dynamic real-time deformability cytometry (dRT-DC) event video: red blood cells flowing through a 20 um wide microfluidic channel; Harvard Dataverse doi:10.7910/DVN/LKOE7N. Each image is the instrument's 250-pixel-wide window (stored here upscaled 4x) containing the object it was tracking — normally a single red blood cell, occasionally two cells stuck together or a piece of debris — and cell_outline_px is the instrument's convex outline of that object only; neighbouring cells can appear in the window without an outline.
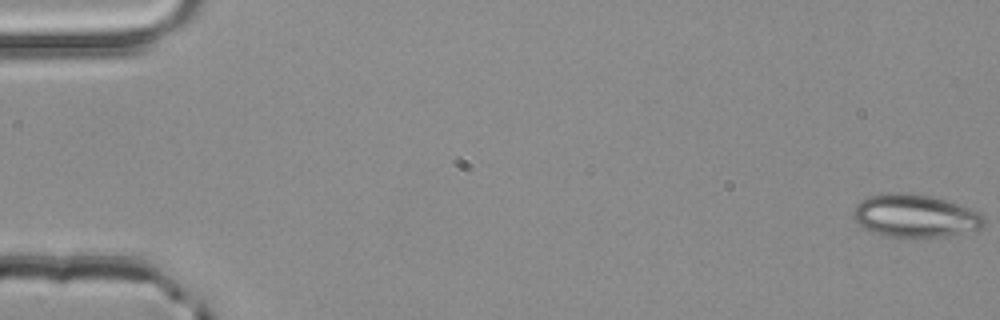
{"species": "common noctule bat (a hibernating species)", "species_latin": "Nyctalus noctula", "temperature_condition": "room temperature", "stored_images_in_passage": 53, "camera_frame_rate_fps": 3000, "um_per_image_px": 0.085, "animal": {"sex": "male", "body_mass_g": 20.4}, "frame": {"image": 1, "passage_image": 1, "time_ms": 0.0, "image_size_px": [1000, 320], "cell_outline_px": [[984, 224], [980, 228], [940, 236], [884, 236], [872, 232], [864, 228], [852, 216], [852, 212], [856, 204], [868, 196], [888, 192], [896, 192], [932, 196], [980, 212], [984, 216]], "centroid_in_image_um": [77.72, 18.32], "position_along_channel_um": 7.3, "area_um2": 32.02}}
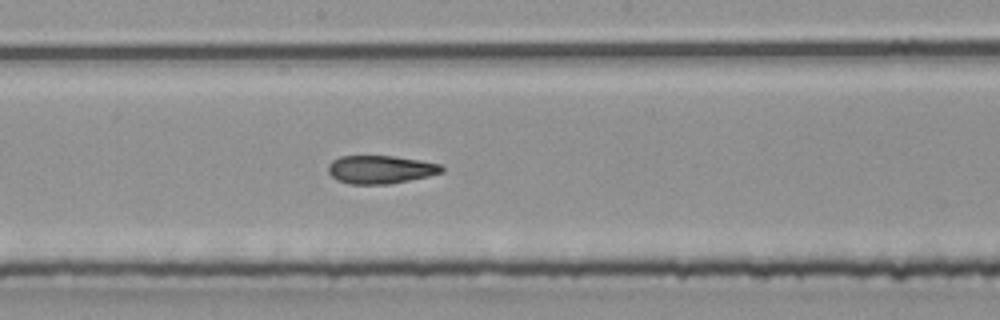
{"frame": {"image": 2, "passage_image": 29, "time_ms": 9.333, "image_size_px": [1000, 320], "cell_outline_px": [[444, 172], [428, 176], [388, 184], [348, 184], [336, 180], [328, 172], [328, 164], [332, 160], [340, 156], [392, 156], [420, 160], [440, 164], [444, 168]], "centroid_in_image_um": [32.32, 14.41], "position_along_channel_um": 215.9, "area_um2": 18.67}}
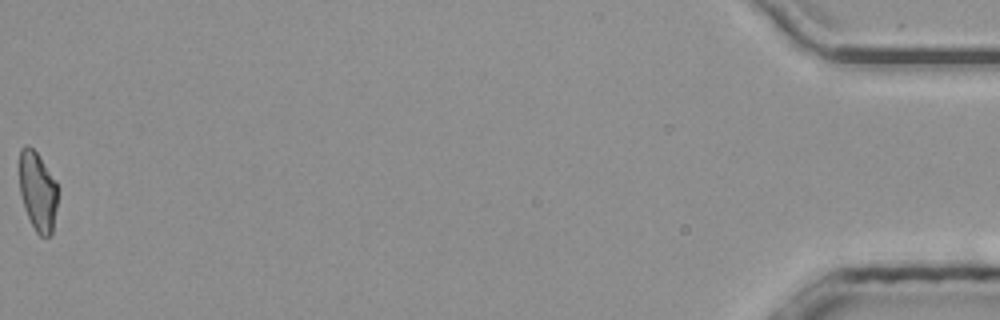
{"frame": {"image": 3, "passage_image": 53, "time_ms": 17.333, "image_size_px": [1000, 320], "cell_outline_px": [[60, 188], [52, 232], [48, 236], [40, 236], [36, 232], [24, 208], [20, 192], [20, 148], [24, 144], [28, 144], [36, 152], [56, 180]], "centroid_in_image_um": [3.23, 16.24], "position_along_channel_um": 432.0, "area_um2": 17.92}, "authors_computed_cell_mechanics": {"area_um2": 19.363, "velocity_mm_per_s": 4.033, "shape_relaxation_time_tau1_ms": null, "shape_relaxation_time_tau2_ms": 2.0257, "deformation_change_tau1": null, "deformation_change_tau2": 0.0797}}